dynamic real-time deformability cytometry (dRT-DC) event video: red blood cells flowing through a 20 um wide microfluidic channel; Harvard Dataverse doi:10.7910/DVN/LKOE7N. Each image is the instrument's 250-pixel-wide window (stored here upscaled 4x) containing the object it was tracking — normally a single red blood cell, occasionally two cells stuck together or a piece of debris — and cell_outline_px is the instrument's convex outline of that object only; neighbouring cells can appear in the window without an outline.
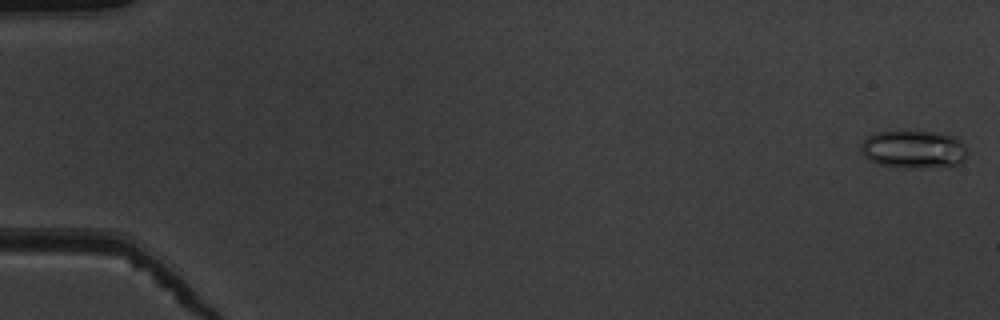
{"species": "common noctule bat (a hibernating species)", "species_latin": "Nyctalus noctula", "temperature_condition": "warm", "stored_images_in_passage": 53, "camera_frame_rate_fps": 3000, "um_per_image_px": 0.085, "animal": {"sex": "male", "body_mass_g": 19.5, "forearm_length_mm": 54.6}, "frame": {"image": 1, "passage_image": 1, "time_ms": 0.0, "image_size_px": [1000, 320], "cell_outline_px": [[968, 152], [964, 160], [960, 164], [908, 168], [904, 168], [880, 164], [868, 160], [860, 152], [860, 144], [868, 136], [876, 132], [896, 128], [904, 128], [936, 132], [952, 136], [960, 140], [968, 148]], "centroid_in_image_um": [77.61, 12.63], "position_along_channel_um": 7.4, "area_um2": 24.39}}
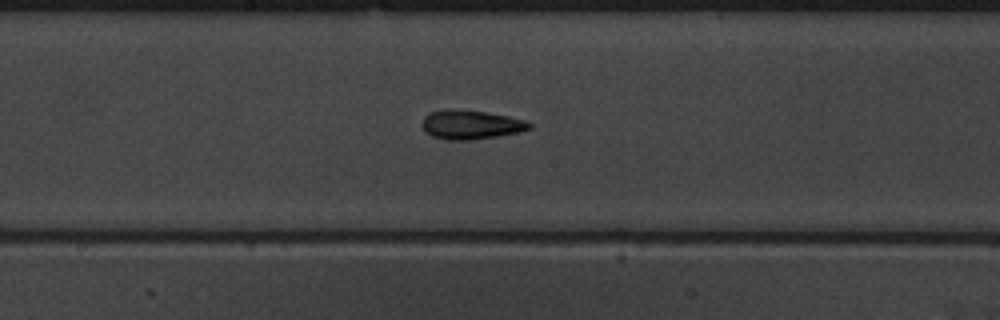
{"frame": {"image": 2, "passage_image": 29, "time_ms": 9.333, "image_size_px": [1000, 320], "cell_outline_px": [[532, 128], [520, 132], [472, 140], [448, 140], [432, 136], [424, 132], [420, 124], [424, 116], [428, 112], [444, 108], [452, 108], [484, 112], [508, 116], [524, 120], [532, 124]], "centroid_in_image_um": [39.95, 10.59], "position_along_channel_um": 208.2, "area_um2": 18.5}}
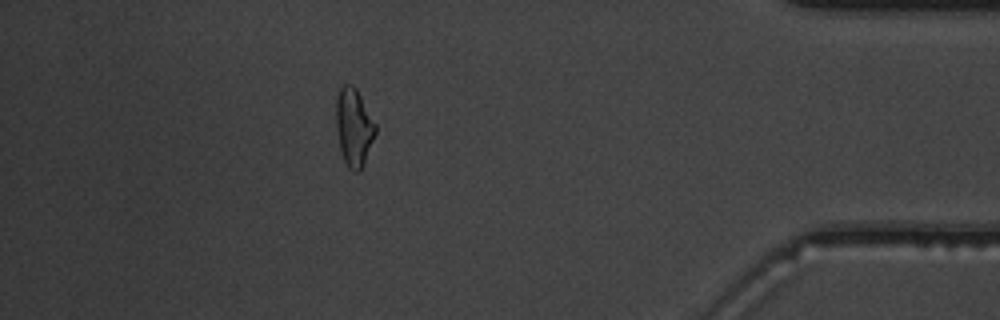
{"frame": {"image": 3, "passage_image": 47, "time_ms": 15.333, "image_size_px": [1000, 320], "cell_outline_px": [[376, 132], [360, 172], [352, 172], [348, 168], [340, 152], [336, 128], [336, 96], [340, 88], [344, 84], [352, 84], [356, 88], [376, 124]], "centroid_in_image_um": [30.06, 10.82], "position_along_channel_um": 405.1, "area_um2": 17.92}, "authors_computed_cell_mechanics": {"area_um2": 18.3804, "velocity_mm_per_s": 3.9471, "shape_relaxation_time_tau1_ms": 11.2731, "shape_relaxation_time_tau2_ms": 2.7673, "deformation_change_tau1": 0.2749, "deformation_change_tau2": 0.1111}}